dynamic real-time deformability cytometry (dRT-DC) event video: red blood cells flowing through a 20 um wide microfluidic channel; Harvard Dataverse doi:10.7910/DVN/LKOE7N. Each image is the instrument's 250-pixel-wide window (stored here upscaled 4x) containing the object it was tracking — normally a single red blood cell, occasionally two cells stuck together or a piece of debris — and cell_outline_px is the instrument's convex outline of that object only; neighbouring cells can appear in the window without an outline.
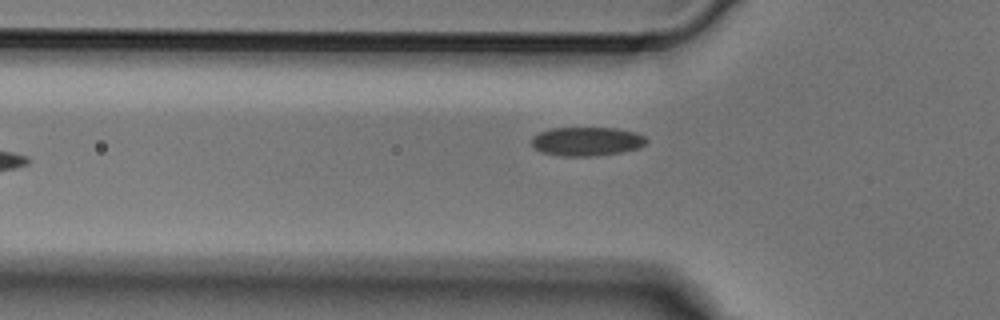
{"species": "Egyptian fruit bat (a non-hibernating species)", "species_latin": "Rousettus aegyptiacus", "temperature_condition": "cold", "stored_images_in_passage": 6, "camera_frame_rate_fps": 3000, "um_per_image_px": 0.085, "animal": {"sex": "male"}, "frame": {"image": 1, "passage_image": 5, "time_ms": 1.333, "image_size_px": [1000, 320], "cell_outline_px": [[648, 144], [640, 148], [620, 152], [596, 156], [560, 156], [540, 152], [532, 144], [532, 136], [540, 132], [552, 128], [616, 128], [632, 132], [644, 136], [648, 140]], "centroid_in_image_um": [49.89, 12.03], "position_along_channel_um": 75.9, "area_um2": 19.36}}